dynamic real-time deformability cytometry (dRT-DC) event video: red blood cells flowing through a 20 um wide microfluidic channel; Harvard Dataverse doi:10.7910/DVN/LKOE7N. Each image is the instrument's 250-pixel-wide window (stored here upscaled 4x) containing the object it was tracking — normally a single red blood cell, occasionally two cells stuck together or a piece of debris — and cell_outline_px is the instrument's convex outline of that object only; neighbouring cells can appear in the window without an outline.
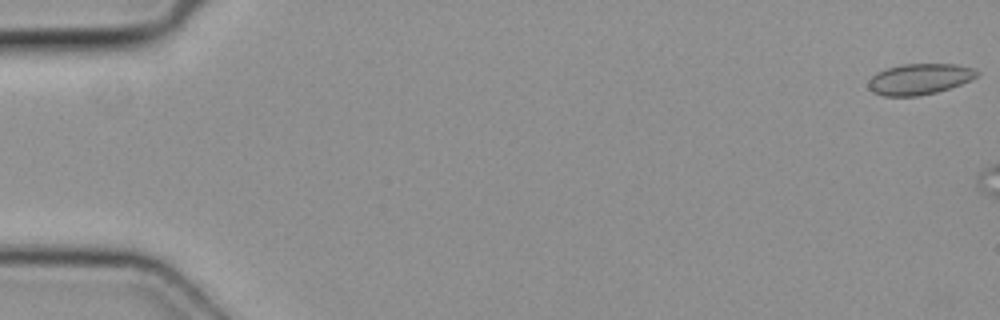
{"species": "common noctule bat (a hibernating species)", "species_latin": "Nyctalus noctula", "temperature_condition": "cold", "stored_images_in_passage": 4, "camera_frame_rate_fps": 3000, "um_per_image_px": 0.085, "animal": {"sex": "female", "body_mass_g": 19.3, "forearm_length_mm": 54.1}, "frame": {"image": 1, "passage_image": 1, "time_ms": 0.0, "image_size_px": [1000, 320], "cell_outline_px": [[980, 72], [976, 76], [960, 84], [936, 92], [916, 96], [884, 96], [872, 92], [868, 88], [868, 80], [876, 72], [888, 68], [904, 64], [956, 64], [976, 68]], "centroid_in_image_um": [78.13, 6.71], "position_along_channel_um": 6.9, "area_um2": 19.48}}